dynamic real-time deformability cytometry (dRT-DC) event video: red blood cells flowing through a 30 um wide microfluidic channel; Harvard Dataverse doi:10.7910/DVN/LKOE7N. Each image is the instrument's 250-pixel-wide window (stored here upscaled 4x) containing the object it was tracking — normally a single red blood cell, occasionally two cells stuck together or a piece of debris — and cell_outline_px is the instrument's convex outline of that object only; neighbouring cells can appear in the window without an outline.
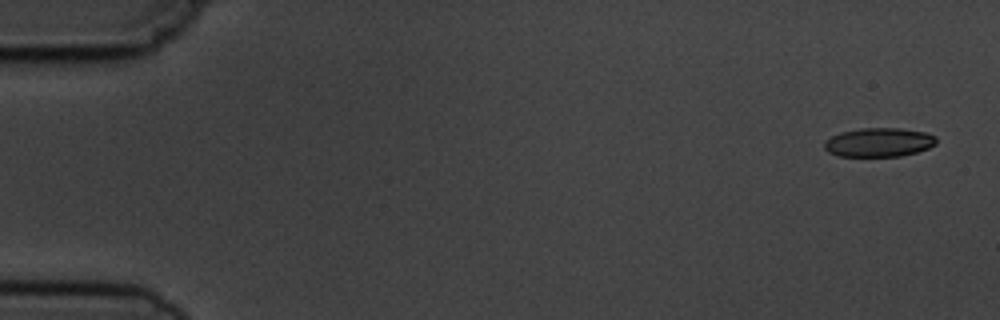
{"species": "common noctule bat (a hibernating species)", "species_latin": "Nyctalus noctula", "temperature_condition": "cold", "stored_images_in_passage": 5, "camera_frame_rate_fps": 3000, "um_per_image_px": 0.085, "animal": {"sex": "male", "body_mass_g": 19.5, "forearm_length_mm": 54.6}, "frame": {"image": 1, "passage_image": 1, "time_ms": 0.0, "image_size_px": [1000, 320], "cell_outline_px": [[936, 144], [928, 148], [916, 152], [900, 156], [836, 156], [828, 152], [824, 148], [824, 140], [840, 132], [860, 128], [900, 128], [924, 132], [936, 136]], "centroid_in_image_um": [74.67, 12.09], "position_along_channel_um": 10.3, "area_um2": 18.96}}
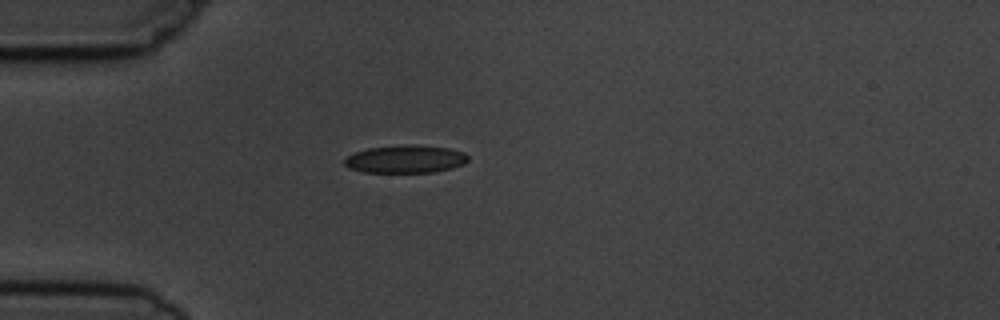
{"frame": {"image": 2, "passage_image": 5, "time_ms": 4.333, "image_size_px": [1000, 320], "cell_outline_px": [[468, 160], [464, 164], [452, 168], [432, 172], [364, 172], [348, 168], [344, 164], [344, 160], [348, 156], [356, 152], [368, 148], [404, 144], [412, 144], [448, 148], [464, 152], [468, 156]], "centroid_in_image_um": [34.47, 13.52], "position_along_channel_um": 50.5, "area_um2": 20.06}}